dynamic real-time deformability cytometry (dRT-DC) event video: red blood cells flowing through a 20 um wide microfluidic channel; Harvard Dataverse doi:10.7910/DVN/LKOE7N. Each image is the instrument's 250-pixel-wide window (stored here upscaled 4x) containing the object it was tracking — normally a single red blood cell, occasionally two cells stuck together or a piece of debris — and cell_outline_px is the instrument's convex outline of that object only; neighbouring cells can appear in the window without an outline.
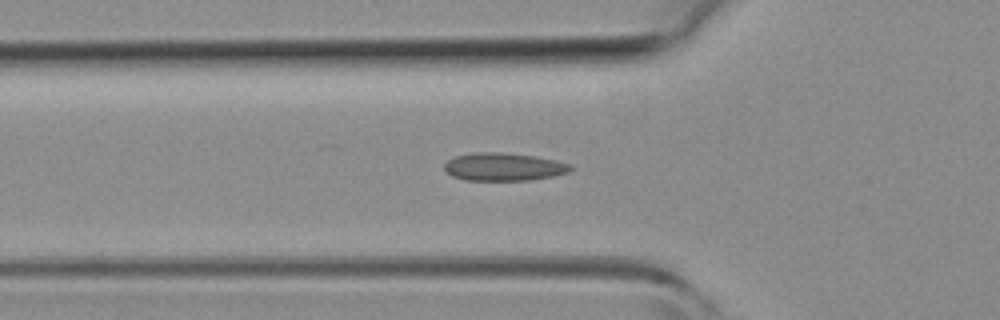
{"species": "common noctule bat (a hibernating species)", "species_latin": "Nyctalus noctula", "temperature_condition": "room temperature", "stored_images_in_passage": 41, "camera_frame_rate_fps": 3000, "um_per_image_px": 0.085, "animal": {"sex": "female", "body_mass_g": 19.3, "forearm_length_mm": 54.1}, "frame": {"image": 1, "passage_image": 15, "time_ms": 4.667, "image_size_px": [1000, 320], "cell_outline_px": [[576, 168], [572, 172], [532, 180], [464, 180], [452, 176], [444, 168], [444, 164], [448, 160], [456, 156], [472, 152], [504, 152], [536, 156], [556, 160], [572, 164]], "centroid_in_image_um": [42.88, 14.17], "position_along_channel_um": 82.9, "area_um2": 20.87}}
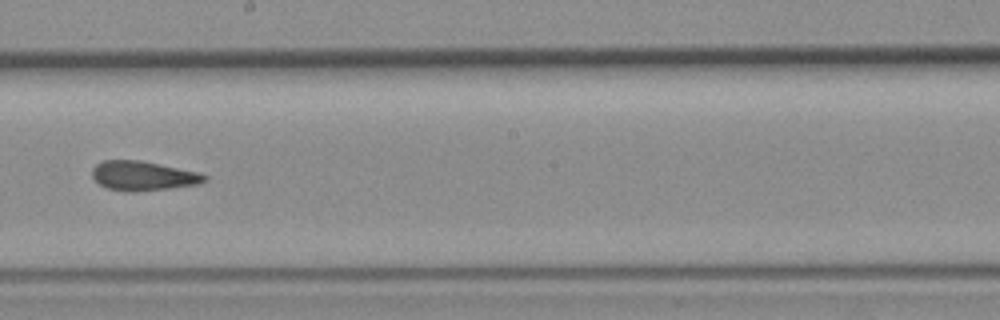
{"frame": {"image": 2, "passage_image": 25, "time_ms": 8.0, "image_size_px": [1000, 320], "cell_outline_px": [[208, 180], [200, 184], [172, 188], [136, 192], [128, 192], [108, 188], [100, 184], [92, 176], [92, 168], [96, 164], [104, 160], [140, 160], [200, 172], [208, 176]], "centroid_in_image_um": [12.21, 14.95], "position_along_channel_um": 236.0, "area_um2": 19.48}}
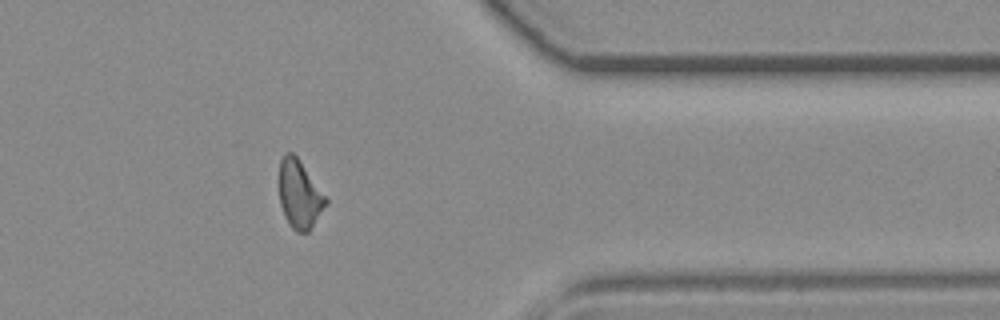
{"frame": {"image": 3, "passage_image": 36, "time_ms": 11.667, "image_size_px": [1000, 320], "cell_outline_px": [[328, 204], [308, 232], [296, 232], [288, 224], [284, 216], [280, 204], [280, 160], [284, 152], [292, 152], [300, 160], [328, 200]], "centroid_in_image_um": [25.46, 16.53], "position_along_channel_um": 385.9, "area_um2": 18.5}}